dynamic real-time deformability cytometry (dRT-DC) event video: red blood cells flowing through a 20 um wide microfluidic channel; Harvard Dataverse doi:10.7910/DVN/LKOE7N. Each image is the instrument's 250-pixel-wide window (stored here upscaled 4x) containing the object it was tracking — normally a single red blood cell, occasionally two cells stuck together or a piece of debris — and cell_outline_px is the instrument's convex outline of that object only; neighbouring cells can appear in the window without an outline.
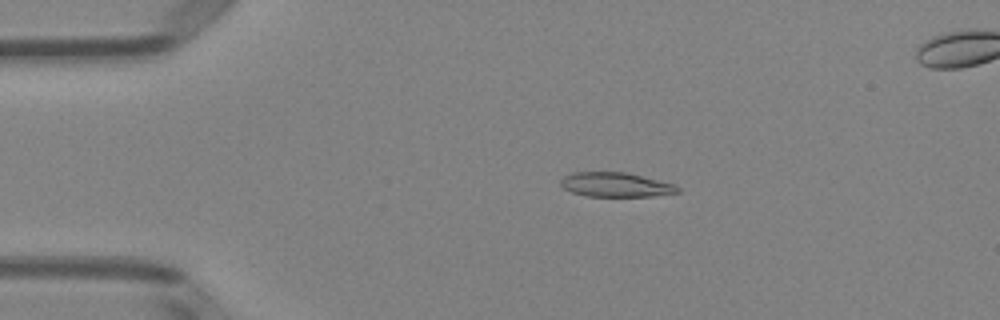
{"species": "Egyptian fruit bat (a non-hibernating species)", "species_latin": "Rousettus aegyptiacus", "temperature_condition": "room temperature", "stored_images_in_passage": 50, "segment_of_instrument_passage": [1, 2], "camera_frame_rate_fps": 3000, "um_per_image_px": 0.085, "animal": {"sex": "female"}, "frame": {"image": 1, "passage_image": 9, "time_ms": 2.667, "image_size_px": [1000, 320], "cell_outline_px": [[680, 192], [652, 196], [588, 196], [572, 192], [564, 188], [560, 184], [560, 180], [564, 176], [572, 172], [628, 172], [672, 184], [680, 188]], "centroid_in_image_um": [52.31, 15.69], "position_along_channel_um": 32.7, "area_um2": 16.53}}
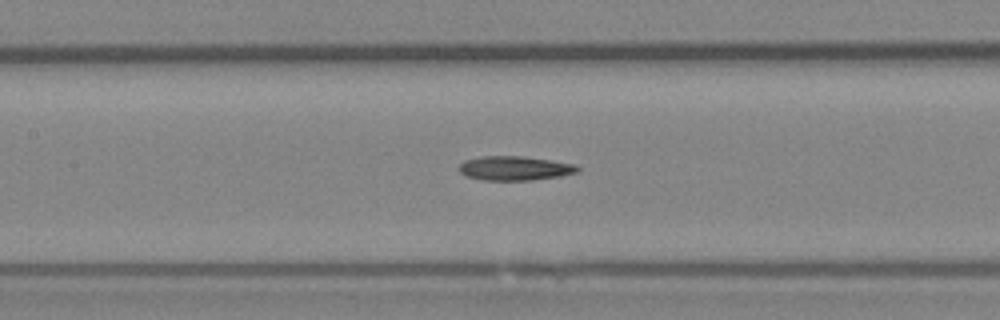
{"frame": {"image": 2, "passage_image": 22, "time_ms": 7.0, "image_size_px": [1000, 320], "cell_outline_px": [[580, 168], [576, 172], [560, 176], [532, 180], [484, 180], [464, 176], [460, 172], [460, 164], [464, 160], [480, 156], [524, 156], [552, 160], [576, 164]], "centroid_in_image_um": [43.74, 14.29], "position_along_channel_um": 163.7, "area_um2": 16.82}}
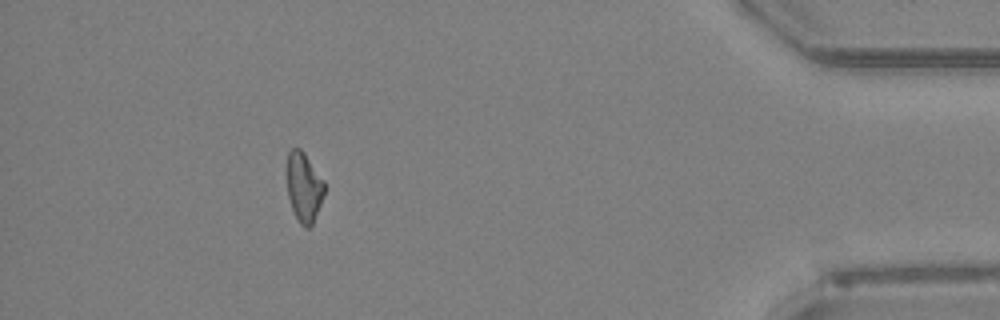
{"frame": {"image": 3, "passage_image": 44, "time_ms": 14.333, "image_size_px": [1000, 320], "cell_outline_px": [[324, 192], [320, 204], [312, 224], [308, 228], [304, 228], [300, 224], [292, 208], [288, 196], [288, 152], [292, 148], [300, 148], [304, 152], [324, 180]], "centroid_in_image_um": [25.84, 15.9], "position_along_channel_um": 409.4, "area_um2": 14.85}}